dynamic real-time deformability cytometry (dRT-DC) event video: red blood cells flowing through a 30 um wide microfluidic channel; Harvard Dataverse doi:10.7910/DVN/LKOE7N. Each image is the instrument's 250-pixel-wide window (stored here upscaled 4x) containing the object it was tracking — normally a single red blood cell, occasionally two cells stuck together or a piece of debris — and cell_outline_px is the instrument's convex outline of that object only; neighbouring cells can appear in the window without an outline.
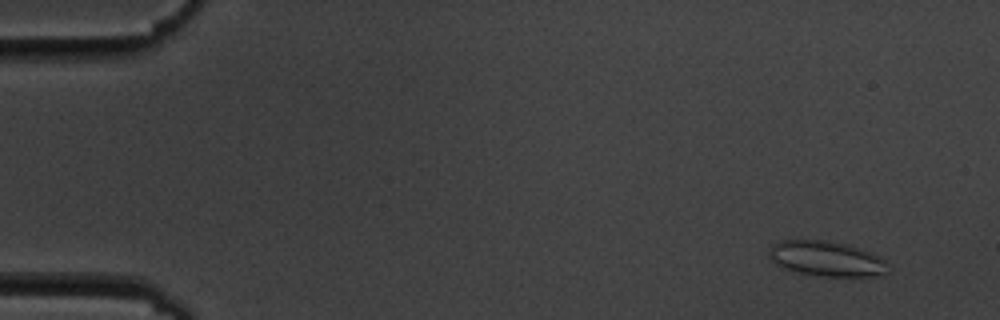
{"species": "common noctule bat (a hibernating species)", "species_latin": "Nyctalus noctula", "temperature_condition": "cold", "stored_images_in_passage": 6, "camera_frame_rate_fps": 3000, "um_per_image_px": 0.085, "animal": {"sex": "male", "body_mass_g": 19.5, "forearm_length_mm": 54.6}, "frame": {"image": 1, "passage_image": 2, "time_ms": 1.0, "image_size_px": [1000, 320], "cell_outline_px": [[888, 272], [880, 276], [824, 276], [792, 272], [780, 268], [768, 256], [768, 252], [780, 240], [824, 240], [848, 244], [880, 256], [884, 260]], "centroid_in_image_um": [70.23, 22.0], "position_along_channel_um": 14.8, "area_um2": 24.45}}
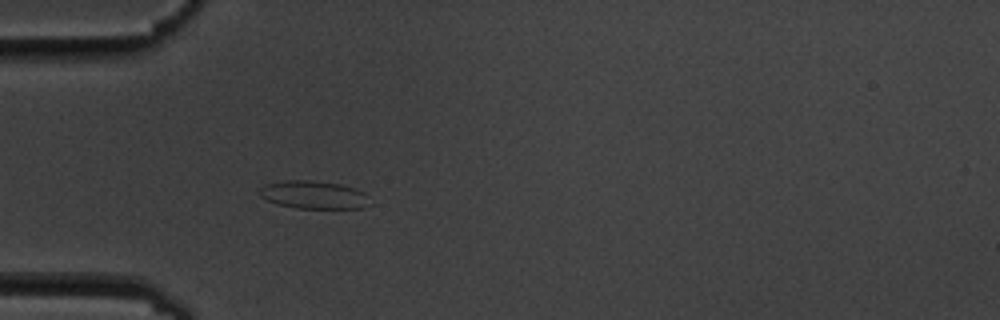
{"frame": {"image": 2, "passage_image": 6, "time_ms": 5.333, "image_size_px": [1000, 320], "cell_outline_px": [[364, 208], [296, 208], [280, 204], [268, 200], [260, 196], [260, 188], [264, 184], [284, 180], [308, 180], [340, 184], [356, 188], [364, 192]], "centroid_in_image_um": [26.58, 16.54], "position_along_channel_um": 58.4, "area_um2": 17.51}}